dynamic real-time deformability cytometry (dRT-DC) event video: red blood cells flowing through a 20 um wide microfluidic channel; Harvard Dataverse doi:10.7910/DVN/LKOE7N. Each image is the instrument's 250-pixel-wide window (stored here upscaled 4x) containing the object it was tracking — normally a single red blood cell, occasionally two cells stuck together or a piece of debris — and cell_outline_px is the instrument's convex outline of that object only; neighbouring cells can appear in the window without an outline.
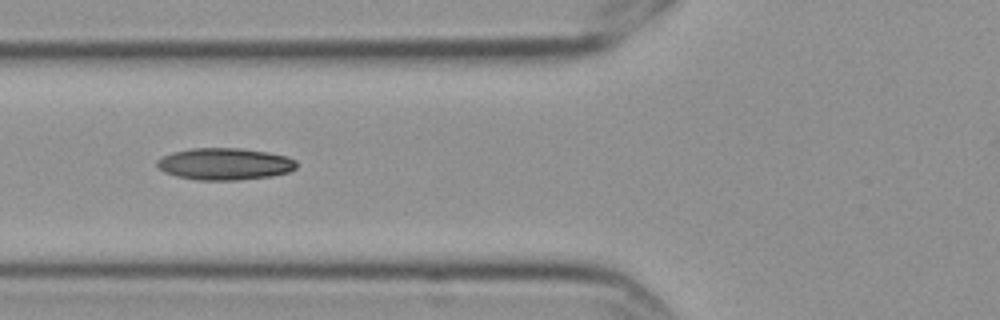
{"species": "Egyptian fruit bat (a non-hibernating species)", "species_latin": "Rousettus aegyptiacus", "temperature_condition": "cold", "stored_images_in_passage": 11, "camera_frame_rate_fps": 3000, "um_per_image_px": 0.085, "frame": {"image": 1, "passage_image": 2, "time_ms": 0.333, "image_size_px": [1000, 320], "cell_outline_px": [[296, 168], [288, 172], [272, 176], [236, 180], [196, 180], [176, 176], [164, 172], [156, 164], [156, 160], [160, 156], [172, 152], [192, 148], [244, 148], [268, 152], [288, 156], [296, 160]], "centroid_in_image_um": [19.09, 13.93], "position_along_channel_um": 106.7, "area_um2": 26.18}}
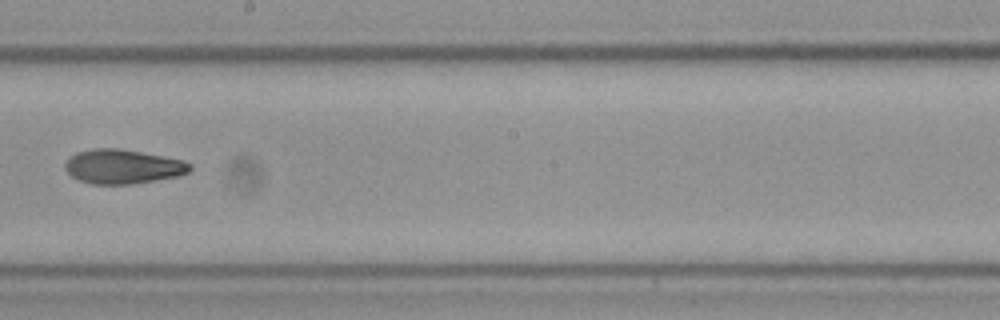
{"frame": {"image": 2, "passage_image": 5, "time_ms": 1.333, "image_size_px": [1000, 320], "cell_outline_px": [[192, 168], [188, 172], [180, 176], [128, 184], [92, 184], [80, 180], [72, 176], [64, 168], [64, 164], [76, 152], [92, 148], [120, 148], [184, 160], [192, 164]], "centroid_in_image_um": [10.45, 14.15], "position_along_channel_um": 237.7, "area_um2": 24.91}}
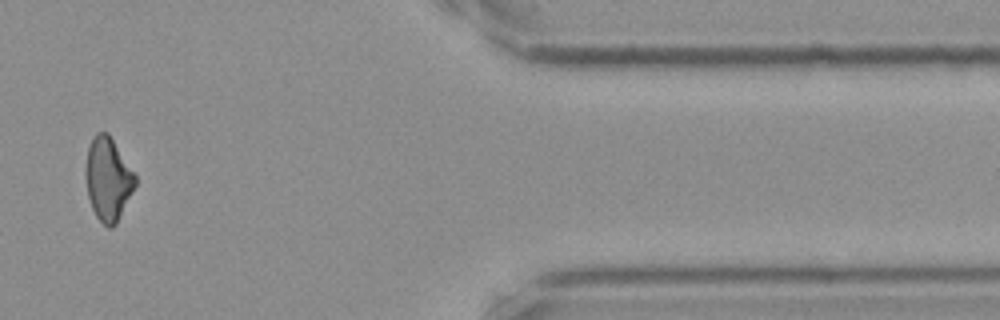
{"frame": {"image": 3, "passage_image": 10, "time_ms": 3.0, "image_size_px": [1000, 320], "cell_outline_px": [[136, 184], [116, 224], [112, 228], [108, 228], [96, 216], [92, 208], [88, 196], [88, 148], [96, 132], [108, 132], [136, 176]], "centroid_in_image_um": [9.22, 15.24], "position_along_channel_um": 402.2, "area_um2": 23.12}}